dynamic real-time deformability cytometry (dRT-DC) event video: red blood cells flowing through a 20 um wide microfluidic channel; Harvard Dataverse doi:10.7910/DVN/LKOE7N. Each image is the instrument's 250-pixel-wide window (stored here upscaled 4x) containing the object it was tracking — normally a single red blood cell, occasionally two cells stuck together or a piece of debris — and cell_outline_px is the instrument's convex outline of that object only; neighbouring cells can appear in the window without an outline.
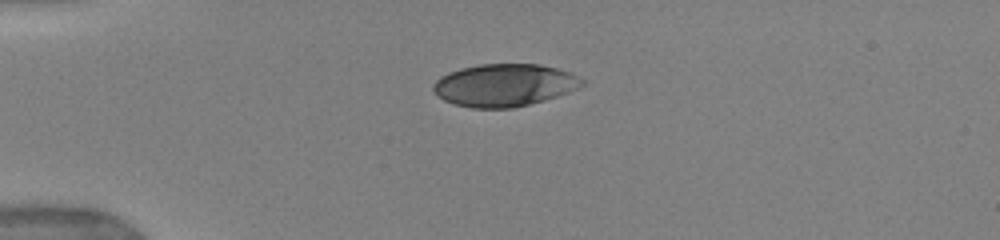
{"species": "human", "species_latin": "Homo sapiens", "temperature_condition": "warm", "stored_images_in_passage": 2, "camera_frame_rate_fps": 3000, "um_per_image_px": 0.085, "donor": {"sex": "female"}, "frame": {"image": 1, "passage_image": 1, "time_ms": 0.0, "image_size_px": [1000, 240], "cell_outline_px": [[584, 84], [568, 92], [556, 96], [528, 104], [512, 108], [472, 108], [456, 104], [444, 100], [432, 88], [432, 84], [440, 76], [448, 72], [460, 68], [480, 64], [540, 64], [572, 72], [580, 76], [584, 80]], "centroid_in_image_um": [42.87, 7.22], "position_along_channel_um": 42.1, "area_um2": 36.76}}